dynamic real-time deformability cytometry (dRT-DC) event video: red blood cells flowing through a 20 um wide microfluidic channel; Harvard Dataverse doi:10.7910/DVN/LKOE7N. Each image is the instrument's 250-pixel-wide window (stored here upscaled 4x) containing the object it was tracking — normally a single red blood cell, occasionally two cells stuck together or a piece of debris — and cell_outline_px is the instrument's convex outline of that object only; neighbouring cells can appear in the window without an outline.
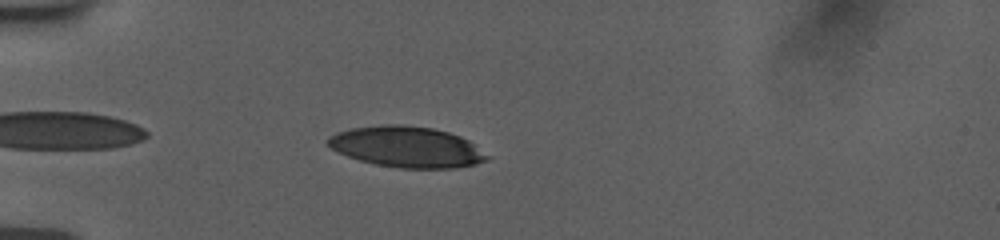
{"species": "human", "species_latin": "Homo sapiens", "temperature_condition": "room temperature", "stored_images_in_passage": 8, "camera_frame_rate_fps": 3000, "um_per_image_px": 0.085, "donor": {"sex": "female"}, "frame": {"image": 1, "passage_image": 2, "time_ms": 0.667, "image_size_px": [1000, 240], "cell_outline_px": [[492, 156], [488, 160], [476, 164], [456, 168], [400, 168], [376, 164], [360, 160], [348, 156], [332, 148], [328, 144], [328, 136], [336, 132], [352, 128], [384, 124], [396, 124], [432, 128], [448, 132], [460, 136], [468, 140]], "centroid_in_image_um": [34.62, 12.49], "position_along_channel_um": 50.4, "area_um2": 37.86}}
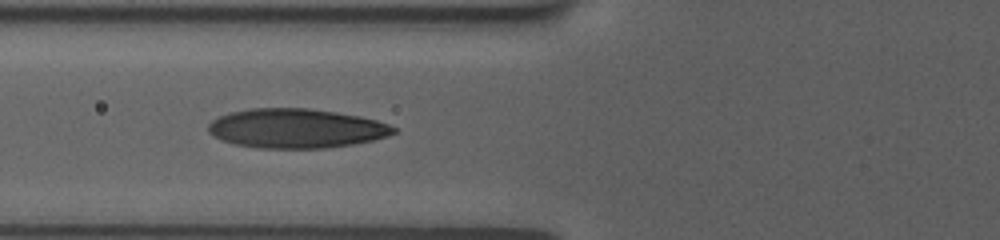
{"frame": {"image": 2, "passage_image": 5, "time_ms": 2.667, "image_size_px": [1000, 240], "cell_outline_px": [[396, 132], [388, 136], [372, 140], [352, 144], [324, 148], [260, 148], [232, 144], [212, 136], [208, 132], [208, 124], [212, 120], [220, 116], [232, 112], [252, 108], [308, 108], [336, 112], [360, 116], [376, 120], [388, 124], [396, 128]], "centroid_in_image_um": [25.15, 10.91], "position_along_channel_um": 100.6, "area_um2": 42.48}}
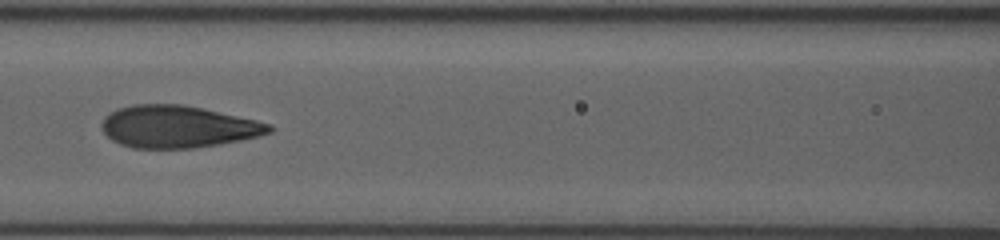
{"frame": {"image": 3, "passage_image": 7, "time_ms": 4.0, "image_size_px": [1000, 240], "cell_outline_px": [[276, 128], [272, 132], [260, 136], [220, 144], [192, 148], [132, 148], [120, 144], [112, 140], [104, 132], [100, 124], [104, 116], [108, 112], [116, 108], [132, 104], [184, 104], [256, 120], [272, 124]], "centroid_in_image_um": [15.11, 10.76], "position_along_channel_um": 151.5, "area_um2": 41.5}}